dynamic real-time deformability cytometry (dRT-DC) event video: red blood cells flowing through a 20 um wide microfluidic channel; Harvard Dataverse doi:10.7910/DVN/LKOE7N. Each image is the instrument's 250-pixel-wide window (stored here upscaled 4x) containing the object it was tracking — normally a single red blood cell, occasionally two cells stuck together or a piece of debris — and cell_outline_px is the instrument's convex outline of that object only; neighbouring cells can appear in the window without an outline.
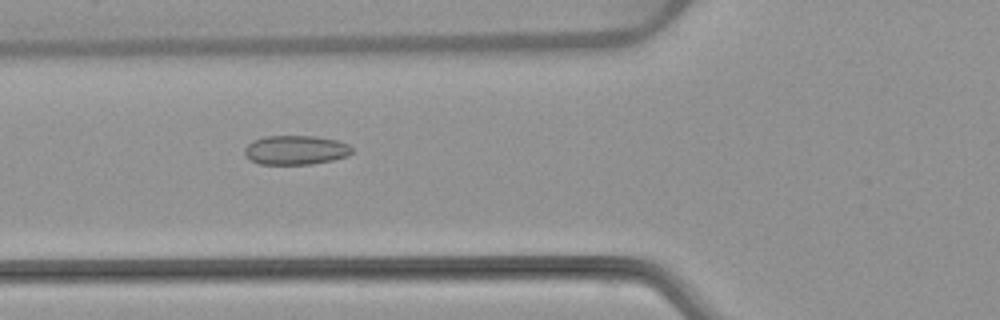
{"species": "common noctule bat (a hibernating species)", "species_latin": "Nyctalus noctula", "temperature_condition": "warm", "stored_images_in_passage": 53, "camera_frame_rate_fps": 3000, "um_per_image_px": 0.085, "animal": {"sex": "female", "body_mass_g": 22.7, "forearm_length_mm": 54.2}, "frame": {"image": 1, "passage_image": 20, "time_ms": 6.333, "image_size_px": [1000, 320], "cell_outline_px": [[352, 152], [348, 156], [332, 160], [312, 164], [260, 164], [252, 160], [244, 152], [244, 148], [252, 140], [264, 136], [316, 136], [336, 140], [348, 144], [352, 148]], "centroid_in_image_um": [25.14, 12.74], "position_along_channel_um": 100.7, "area_um2": 18.26}}
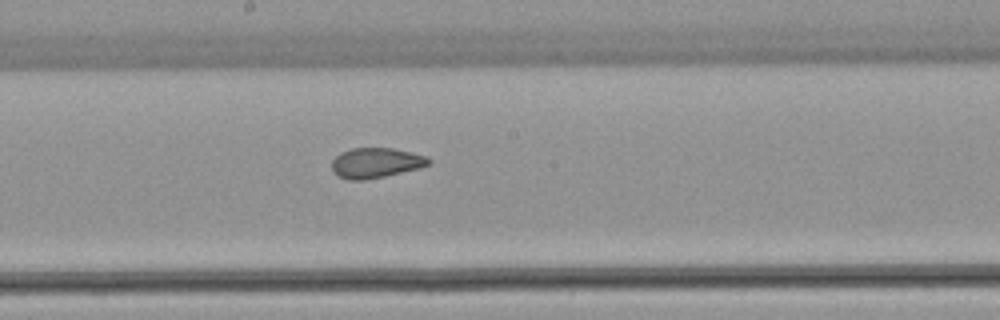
{"frame": {"image": 2, "passage_image": 29, "time_ms": 9.333, "image_size_px": [1000, 320], "cell_outline_px": [[432, 160], [428, 164], [420, 168], [384, 176], [364, 180], [348, 180], [336, 176], [332, 172], [332, 160], [340, 152], [352, 148], [392, 148], [428, 156]], "centroid_in_image_um": [31.92, 13.84], "position_along_channel_um": 216.3, "area_um2": 17.11}}
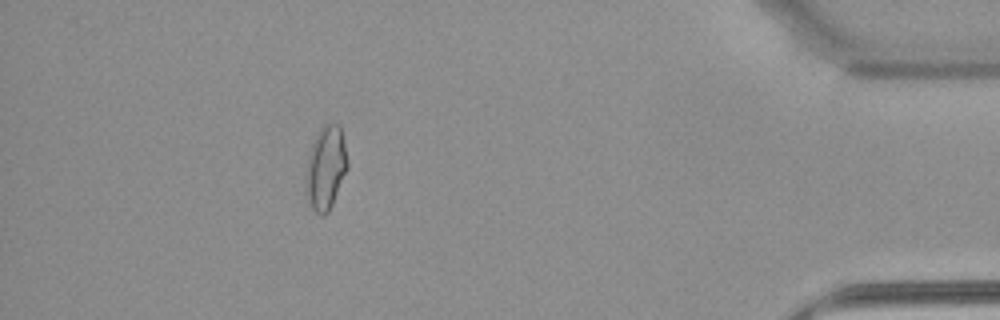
{"frame": {"image": 3, "passage_image": 48, "time_ms": 15.667, "image_size_px": [1000, 320], "cell_outline_px": [[348, 168], [332, 204], [328, 212], [324, 216], [320, 216], [312, 208], [308, 196], [308, 156], [312, 144], [320, 128], [324, 124], [340, 124], [348, 160]], "centroid_in_image_um": [27.74, 14.24], "position_along_channel_um": 407.5, "area_um2": 19.65}, "authors_computed_cell_mechanics": {"area_um2": 18.8428, "velocity_mm_per_s": 3.8496, "shape_relaxation_time_tau1_ms": null, "shape_relaxation_time_tau2_ms": 1.1952, "deformation_change_tau1": null, "deformation_change_tau2": 0.0651}}